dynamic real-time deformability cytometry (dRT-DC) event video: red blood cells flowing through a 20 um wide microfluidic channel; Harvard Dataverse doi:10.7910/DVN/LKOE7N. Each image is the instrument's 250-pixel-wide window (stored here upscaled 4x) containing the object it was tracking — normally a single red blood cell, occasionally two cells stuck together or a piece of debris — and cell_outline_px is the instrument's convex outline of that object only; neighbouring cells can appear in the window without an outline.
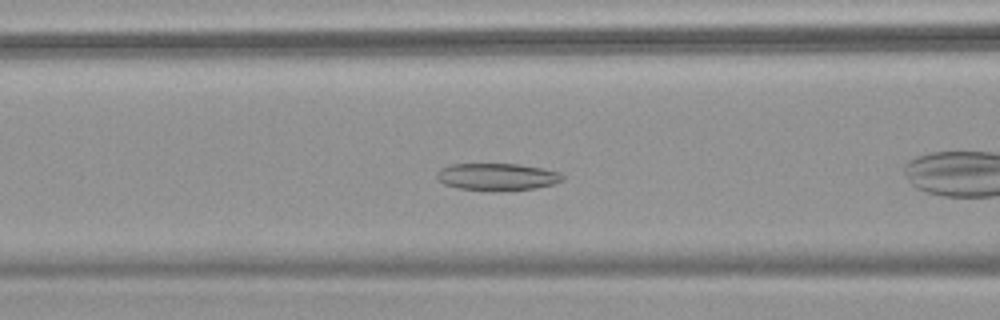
{"species": "common noctule bat (a hibernating species)", "species_latin": "Nyctalus noctula", "temperature_condition": "warm", "stored_images_in_passage": 38, "camera_frame_rate_fps": 3000, "um_per_image_px": 0.085, "animal": {"sex": "female", "body_mass_g": 18.4}, "frame": {"image": 1, "passage_image": 6, "time_ms": 1.667, "image_size_px": [1000, 320], "cell_outline_px": [[564, 180], [552, 184], [536, 188], [496, 192], [492, 192], [456, 188], [444, 184], [436, 180], [436, 176], [440, 168], [452, 164], [516, 164], [540, 168], [560, 172], [564, 176]], "centroid_in_image_um": [42.22, 15.05], "position_along_channel_um": 124.4, "area_um2": 20.23}, "authors_computed_cell_mechanics": {"area_um2": 20.2589, "velocity_mm_per_s": 3.7489, "shape_relaxation_time_tau1_ms": 5.2305, "shape_relaxation_time_tau2_ms": null, "deformation_change_tau1": 0.071, "deformation_change_tau2": null}}